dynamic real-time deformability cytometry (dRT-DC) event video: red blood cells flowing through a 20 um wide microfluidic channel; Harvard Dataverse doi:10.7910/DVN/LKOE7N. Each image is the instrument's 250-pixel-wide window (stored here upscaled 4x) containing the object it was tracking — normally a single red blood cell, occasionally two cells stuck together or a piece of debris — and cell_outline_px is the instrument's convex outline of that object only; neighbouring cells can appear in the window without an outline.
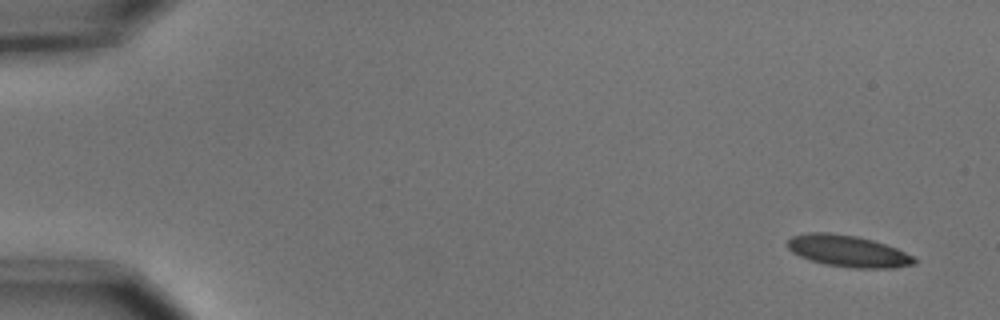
{"species": "common noctule bat (a hibernating species)", "species_latin": "Nyctalus noctula", "temperature_condition": "cold", "stored_images_in_passage": 5, "segment_of_instrument_passage": [2, 2], "camera_frame_rate_fps": 3000, "um_per_image_px": 0.085, "animal": {"sex": "male", "body_mass_g": 15.6}, "frame": {"image": 1, "passage_image": 5, "time_ms": 1.333, "image_size_px": [1000, 320], "cell_outline_px": [[920, 260], [916, 264], [892, 268], [852, 268], [824, 264], [800, 256], [792, 252], [784, 244], [792, 236], [808, 232], [828, 232], [856, 236], [872, 240], [896, 248]], "centroid_in_image_um": [72.07, 21.34], "position_along_channel_um": 12.9, "area_um2": 23.41}}